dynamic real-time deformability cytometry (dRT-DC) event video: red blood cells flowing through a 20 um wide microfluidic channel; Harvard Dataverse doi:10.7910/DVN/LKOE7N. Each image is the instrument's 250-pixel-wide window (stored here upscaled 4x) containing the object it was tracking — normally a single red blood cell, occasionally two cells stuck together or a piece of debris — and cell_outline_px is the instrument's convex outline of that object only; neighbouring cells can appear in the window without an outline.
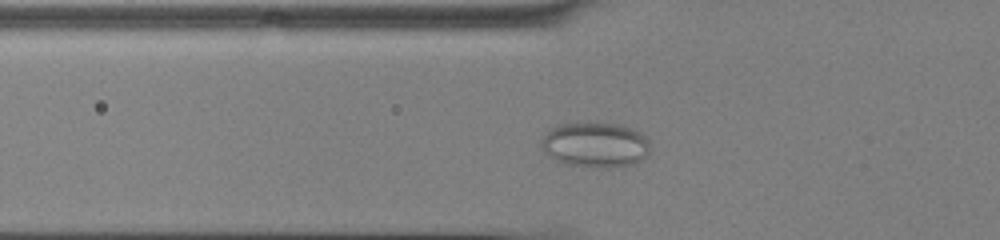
{"species": "common noctule bat (a hibernating species)", "species_latin": "Nyctalus noctula", "temperature_condition": "cold", "stored_images_in_passage": 48, "camera_frame_rate_fps": 3000, "um_per_image_px": 0.085, "animal": {"sex": "male", "body_mass_g": 13.0, "forearm_length_mm": 53.1}, "frame": {"image": 1, "passage_image": 14, "time_ms": 4.333, "image_size_px": [1000, 240], "cell_outline_px": [[648, 156], [644, 160], [636, 164], [608, 168], [600, 168], [564, 164], [556, 160], [540, 148], [540, 140], [552, 128], [560, 124], [588, 120], [596, 120], [624, 124], [640, 132], [648, 140]], "centroid_in_image_um": [50.62, 12.27], "position_along_channel_um": 75.2, "area_um2": 29.71}}
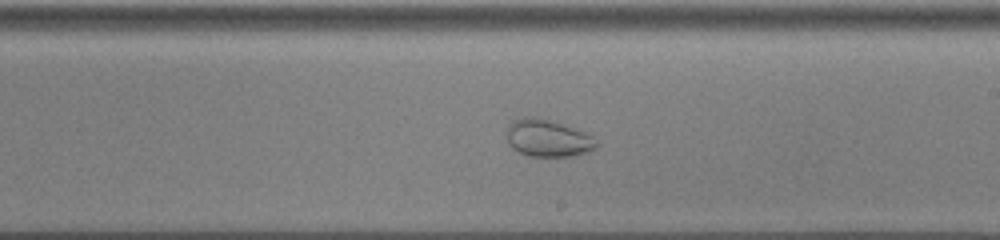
{"frame": {"image": 2, "passage_image": 27, "time_ms": 8.667, "image_size_px": [1000, 240], "cell_outline_px": [[600, 144], [596, 148], [588, 152], [572, 156], [528, 156], [512, 148], [508, 144], [504, 132], [508, 124], [512, 120], [524, 116], [540, 116], [584, 132], [592, 136]], "centroid_in_image_um": [46.51, 11.72], "position_along_channel_um": 242.5, "area_um2": 19.94}}
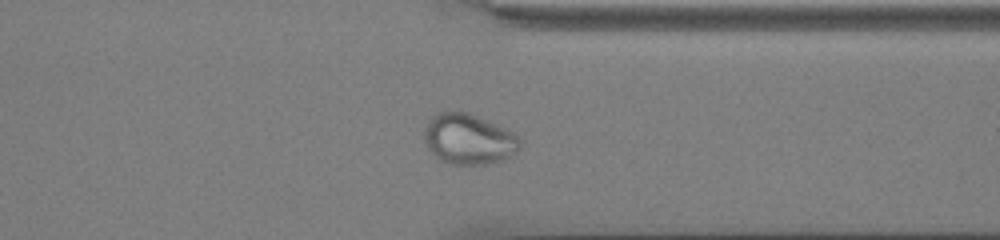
{"frame": {"image": 3, "passage_image": 37, "time_ms": 12.0, "image_size_px": [1000, 240], "cell_outline_px": [[520, 148], [516, 152], [500, 160], [484, 164], [448, 164], [440, 160], [428, 148], [424, 140], [424, 128], [428, 120], [436, 112], [468, 112], [496, 124], [512, 132], [520, 140]], "centroid_in_image_um": [39.79, 11.82], "position_along_channel_um": 371.6, "area_um2": 27.92}}